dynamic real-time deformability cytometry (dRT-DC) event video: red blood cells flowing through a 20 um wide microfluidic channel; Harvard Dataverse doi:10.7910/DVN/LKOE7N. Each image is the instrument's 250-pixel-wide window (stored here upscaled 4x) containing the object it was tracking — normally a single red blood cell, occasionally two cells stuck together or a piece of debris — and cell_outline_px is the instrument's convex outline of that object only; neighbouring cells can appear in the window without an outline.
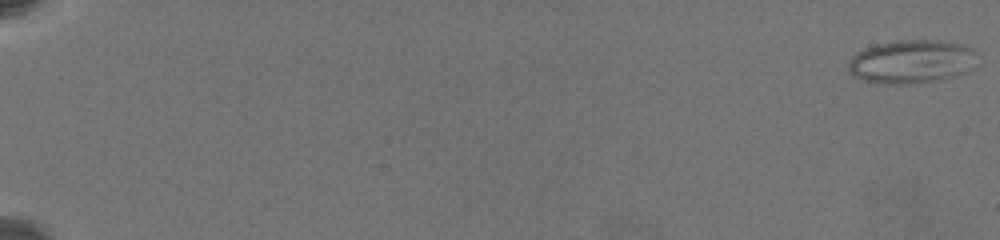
{"species": "common noctule bat (a hibernating species)", "species_latin": "Nyctalus noctula", "temperature_condition": "warm", "stored_images_in_passage": 21, "camera_frame_rate_fps": 3000, "um_per_image_px": 0.085, "animal": {"sex": "female", "body_mass_g": 19.5, "forearm_length_mm": 54.1}, "frame": {"image": 1, "passage_image": 1, "time_ms": 0.0, "image_size_px": [1000, 240], "cell_outline_px": [[976, 52], [964, 72], [956, 76], [912, 84], [884, 84], [864, 80], [852, 76], [848, 72], [848, 64], [852, 56], [856, 52], [876, 44], [896, 40], [940, 40], [960, 44], [972, 48]], "centroid_in_image_um": [77.38, 5.23], "position_along_channel_um": 7.6, "area_um2": 32.31}}
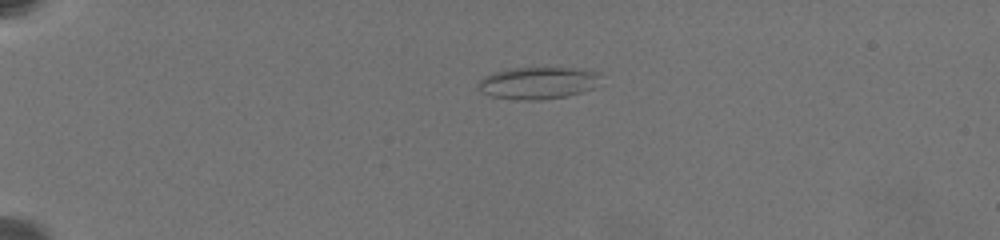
{"frame": {"image": 2, "passage_image": 17, "time_ms": 5.667, "image_size_px": [1000, 240], "cell_outline_px": [[596, 76], [592, 88], [580, 92], [564, 96], [540, 100], [516, 100], [492, 96], [476, 88], [476, 84], [484, 76], [492, 72], [512, 68], [588, 68], [596, 72]], "centroid_in_image_um": [45.62, 7.04], "position_along_channel_um": 39.4, "area_um2": 22.6}}